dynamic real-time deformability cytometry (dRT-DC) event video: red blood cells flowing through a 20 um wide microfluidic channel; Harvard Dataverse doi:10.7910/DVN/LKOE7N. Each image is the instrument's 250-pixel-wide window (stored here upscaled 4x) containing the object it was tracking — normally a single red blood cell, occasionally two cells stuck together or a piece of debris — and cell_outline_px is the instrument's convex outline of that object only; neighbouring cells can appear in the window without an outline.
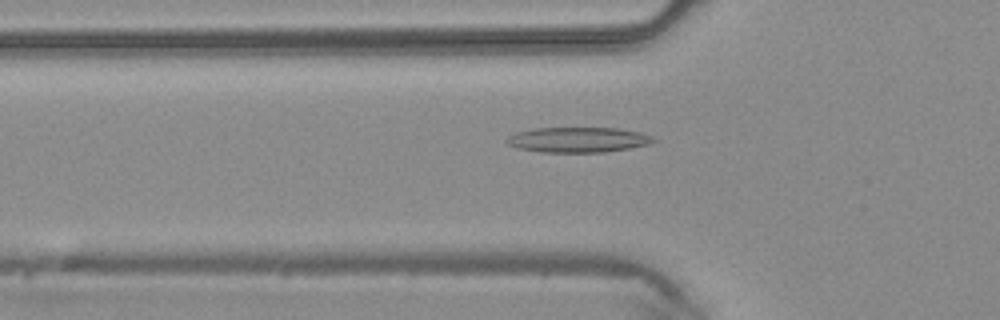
{"species": "common noctule bat (a hibernating species)", "species_latin": "Nyctalus noctula", "temperature_condition": "warm", "stored_images_in_passage": 45, "camera_frame_rate_fps": 3000, "um_per_image_px": 0.085, "animal": {"sex": "male", "body_mass_g": 20.4}, "frame": {"image": 1, "passage_image": 15, "time_ms": 4.667, "image_size_px": [1000, 320], "cell_outline_px": [[660, 140], [652, 144], [604, 152], [540, 152], [516, 148], [508, 144], [504, 140], [508, 136], [516, 132], [536, 128], [616, 128], [640, 132], [652, 136]], "centroid_in_image_um": [49.15, 11.88], "position_along_channel_um": 76.6, "area_um2": 21.73}}
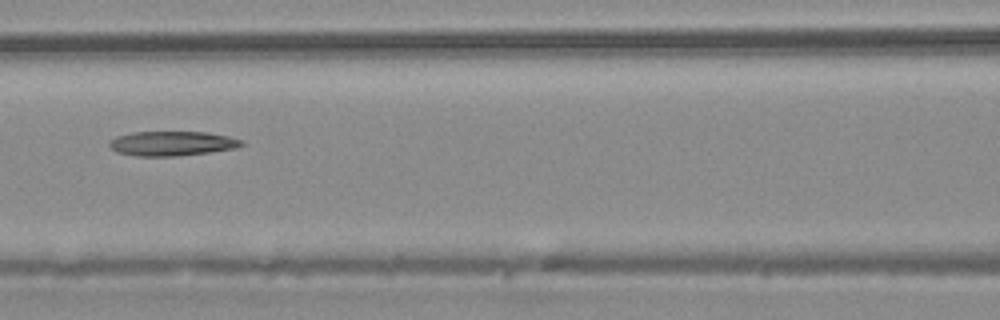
{"frame": {"image": 2, "passage_image": 20, "time_ms": 6.333, "image_size_px": [1000, 320], "cell_outline_px": [[244, 144], [236, 148], [208, 152], [176, 156], [136, 156], [116, 152], [108, 144], [116, 136], [132, 132], [208, 132], [228, 136], [244, 140]], "centroid_in_image_um": [14.64, 12.19], "position_along_channel_um": 152.0, "area_um2": 18.9}}
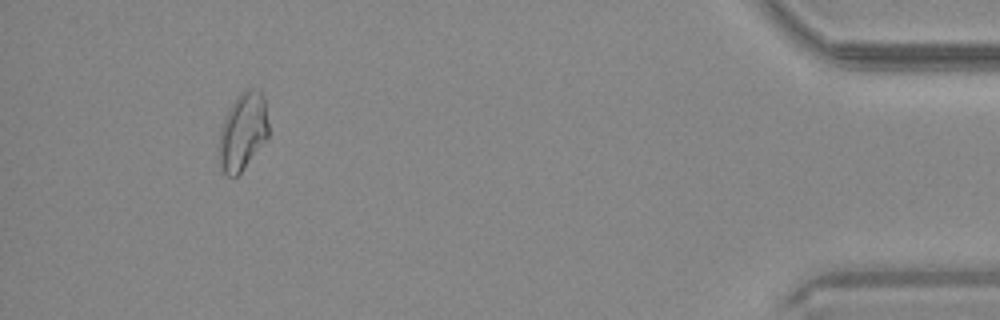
{"frame": {"image": 3, "passage_image": 42, "time_ms": 13.667, "image_size_px": [1000, 320], "cell_outline_px": [[268, 136], [244, 168], [236, 176], [228, 176], [220, 168], [220, 128], [224, 116], [240, 92], [244, 88], [260, 88], [264, 96], [268, 124]], "centroid_in_image_um": [20.65, 11.12], "position_along_channel_um": 414.6, "area_um2": 22.25}}